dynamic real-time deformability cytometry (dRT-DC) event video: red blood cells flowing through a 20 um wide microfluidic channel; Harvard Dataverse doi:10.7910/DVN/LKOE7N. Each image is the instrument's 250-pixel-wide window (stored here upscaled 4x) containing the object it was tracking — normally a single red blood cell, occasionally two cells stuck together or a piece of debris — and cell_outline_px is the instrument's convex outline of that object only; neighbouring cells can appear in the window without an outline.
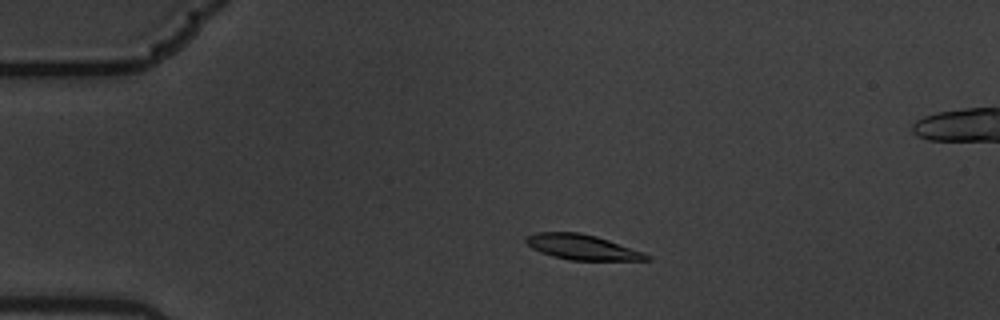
{"species": "common noctule bat (a hibernating species)", "species_latin": "Nyctalus noctula", "temperature_condition": "warm", "stored_images_in_passage": 8, "camera_frame_rate_fps": 3000, "um_per_image_px": 0.085, "animal": {"sex": "male", "body_mass_g": 19.5, "forearm_length_mm": 54.6}, "frame": {"image": 1, "passage_image": 3, "time_ms": 0.667, "image_size_px": [1000, 320], "cell_outline_px": [[652, 260], [572, 260], [552, 256], [540, 252], [532, 248], [524, 240], [524, 236], [536, 232], [580, 232], [596, 236], [644, 252], [652, 256]], "centroid_in_image_um": [49.48, 21.0], "position_along_channel_um": 35.5, "area_um2": 17.74}}
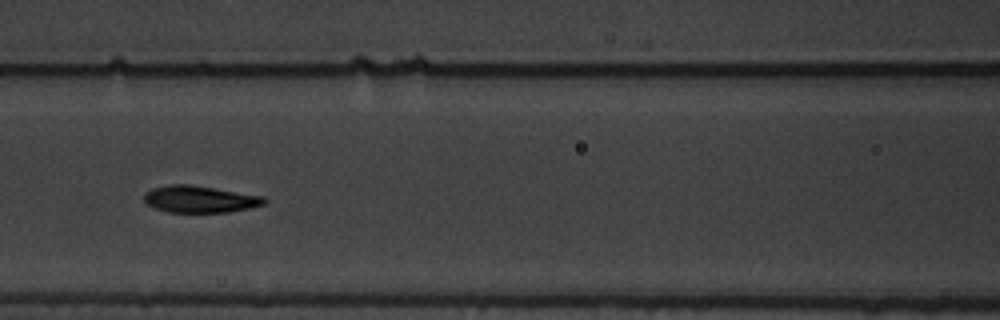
{"frame": {"image": 2, "passage_image": 7, "time_ms": 2.0, "image_size_px": [1000, 320], "cell_outline_px": [[268, 200], [264, 204], [252, 208], [228, 212], [168, 212], [156, 208], [148, 204], [144, 200], [144, 196], [152, 188], [168, 184], [188, 184], [264, 196]], "centroid_in_image_um": [17.02, 16.93], "position_along_channel_um": 149.6, "area_um2": 18.73}}
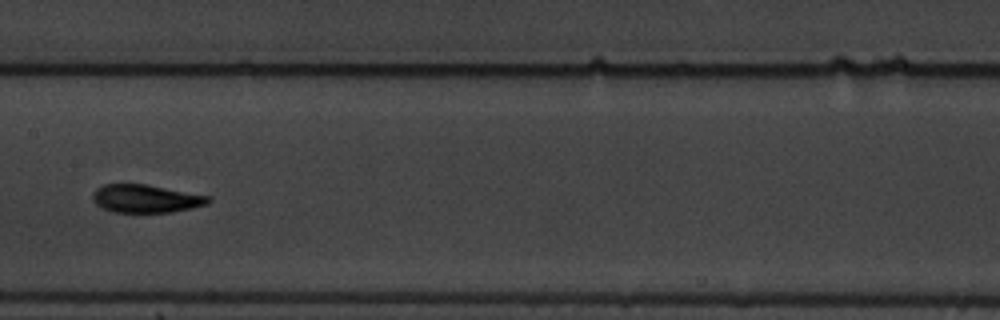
{"frame": {"image": 3, "passage_image": 8, "time_ms": 2.333, "image_size_px": [1000, 320], "cell_outline_px": [[212, 200], [208, 204], [192, 208], [172, 212], [112, 212], [96, 204], [92, 200], [92, 192], [96, 188], [104, 184], [144, 184], [208, 196]], "centroid_in_image_um": [12.36, 16.89], "position_along_channel_um": 195.0, "area_um2": 18.79}}